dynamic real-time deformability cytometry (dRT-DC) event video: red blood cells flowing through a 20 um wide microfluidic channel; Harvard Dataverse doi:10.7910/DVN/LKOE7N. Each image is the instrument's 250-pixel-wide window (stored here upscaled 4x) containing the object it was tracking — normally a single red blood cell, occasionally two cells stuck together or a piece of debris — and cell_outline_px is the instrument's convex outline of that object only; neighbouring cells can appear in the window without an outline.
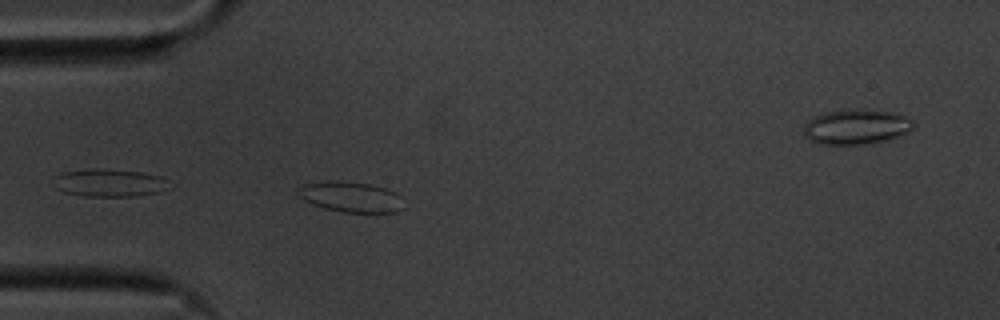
{"species": "common noctule bat (a hibernating species)", "species_latin": "Nyctalus noctula", "temperature_condition": "cold", "stored_images_in_passage": 27, "camera_frame_rate_fps": 3000, "um_per_image_px": 0.085, "animal": {"sex": "male", "body_mass_g": 20.1, "forearm_length_mm": 53.5}, "frame": {"image": 1, "passage_image": 2, "time_ms": 0.333, "image_size_px": [1000, 320], "cell_outline_px": [[404, 208], [396, 212], [344, 212], [324, 208], [312, 204], [304, 200], [300, 196], [300, 184], [336, 180], [368, 184], [384, 188], [396, 192], [400, 196]], "centroid_in_image_um": [29.84, 16.74], "position_along_channel_um": 55.2, "area_um2": 18.55}}
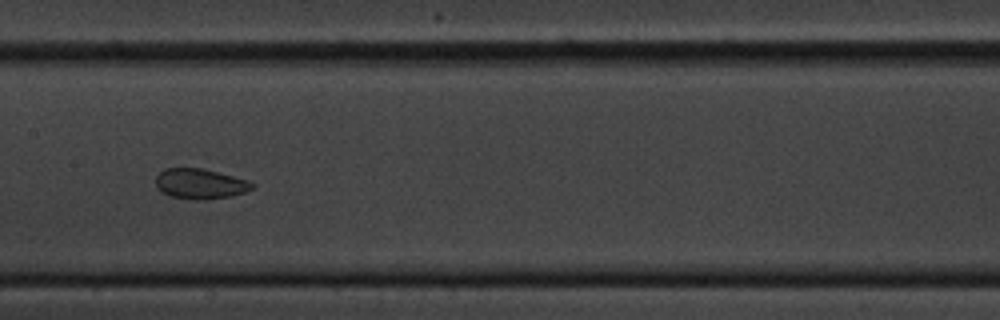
{"frame": {"image": 2, "passage_image": 14, "time_ms": 4.333, "image_size_px": [1000, 320], "cell_outline_px": [[256, 184], [252, 188], [244, 192], [232, 196], [204, 200], [196, 200], [172, 196], [160, 192], [156, 188], [156, 176], [164, 168], [204, 168], [248, 180]], "centroid_in_image_um": [17.0, 15.62], "position_along_channel_um": 190.4, "area_um2": 17.11}}
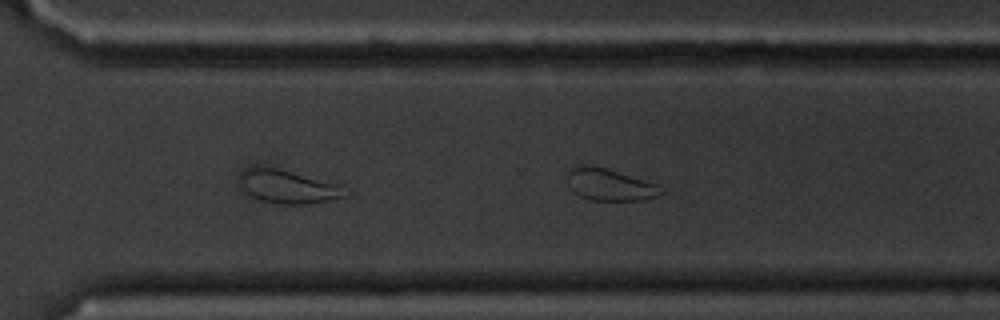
{"frame": {"image": 3, "passage_image": 25, "time_ms": 8.0, "image_size_px": [1000, 320], "cell_outline_px": [[352, 192], [348, 196], [328, 200], [304, 204], [284, 204], [264, 200], [252, 196], [240, 184], [240, 172], [244, 168], [276, 168], [340, 184]], "centroid_in_image_um": [24.57, 15.87], "position_along_channel_um": 346.0, "area_um2": 20.11}}